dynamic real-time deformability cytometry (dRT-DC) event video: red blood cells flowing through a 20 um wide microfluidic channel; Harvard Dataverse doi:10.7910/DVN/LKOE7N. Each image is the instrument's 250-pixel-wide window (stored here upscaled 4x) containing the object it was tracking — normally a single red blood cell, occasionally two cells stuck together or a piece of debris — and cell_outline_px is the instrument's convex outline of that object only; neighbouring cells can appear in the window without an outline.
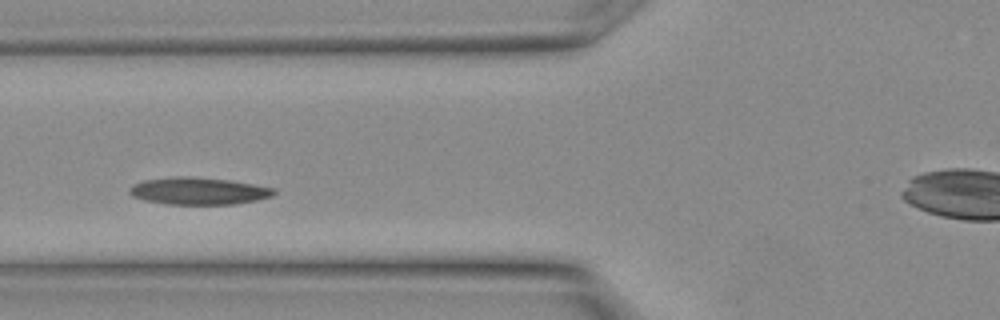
{"species": "Egyptian fruit bat (a non-hibernating species)", "species_latin": "Rousettus aegyptiacus", "temperature_condition": "warm", "stored_images_in_passage": 13, "camera_frame_rate_fps": 3000, "um_per_image_px": 0.085, "animal": {"sex": "female"}, "frame": {"image": 1, "passage_image": 6, "time_ms": 1.667, "image_size_px": [1000, 320], "cell_outline_px": [[276, 192], [272, 196], [256, 200], [232, 204], [168, 204], [144, 200], [132, 196], [128, 192], [128, 188], [132, 184], [144, 180], [176, 176], [188, 176], [228, 180], [276, 188]], "centroid_in_image_um": [16.84, 16.23], "position_along_channel_um": 109.0, "area_um2": 22.83}}
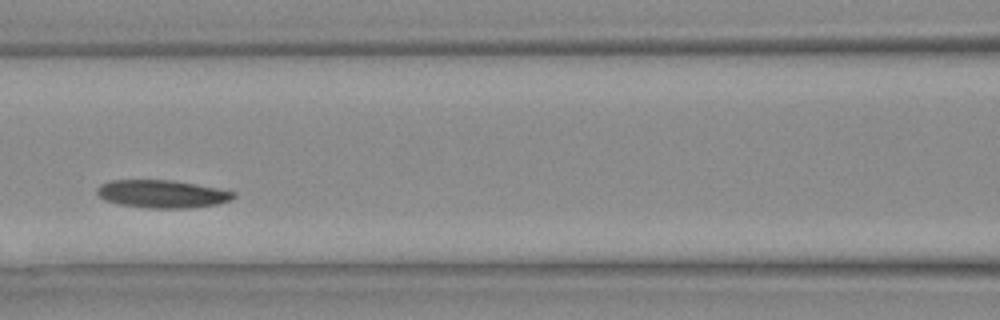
{"frame": {"image": 2, "passage_image": 8, "time_ms": 2.333, "image_size_px": [1000, 320], "cell_outline_px": [[236, 196], [232, 200], [216, 204], [192, 208], [148, 208], [120, 204], [104, 200], [96, 192], [96, 188], [100, 184], [112, 180], [168, 180], [216, 188], [236, 192]], "centroid_in_image_um": [13.77, 16.49], "position_along_channel_um": 152.8, "area_um2": 22.02}}